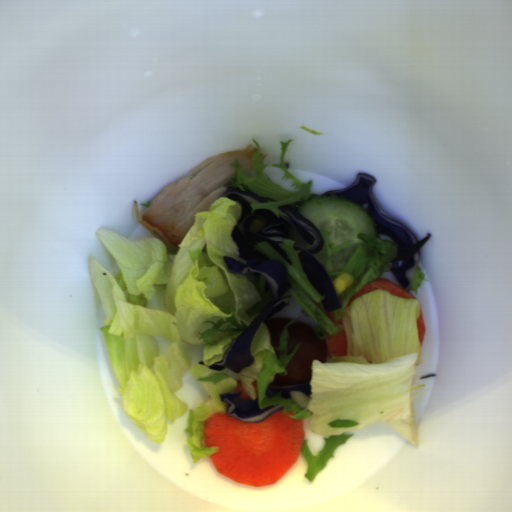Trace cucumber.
Segmentation results:
<instances>
[{"label": "cucumber", "instance_id": "8b760119", "mask_svg": "<svg viewBox=\"0 0 512 512\" xmlns=\"http://www.w3.org/2000/svg\"><path fill=\"white\" fill-rule=\"evenodd\" d=\"M297 212L321 232L325 230L329 248L349 241L346 248L330 257L333 272L336 273L343 272L359 246L367 247V242L358 238L359 233L374 238L378 235L375 220L360 203L335 194H312L299 206Z\"/></svg>", "mask_w": 512, "mask_h": 512}, {"label": "cucumber", "instance_id": "586b57bf", "mask_svg": "<svg viewBox=\"0 0 512 512\" xmlns=\"http://www.w3.org/2000/svg\"><path fill=\"white\" fill-rule=\"evenodd\" d=\"M312 256L315 257L319 261V263L322 265V267L324 269H326V263H327L326 247L323 246L322 249L318 253H316Z\"/></svg>", "mask_w": 512, "mask_h": 512}]
</instances>
